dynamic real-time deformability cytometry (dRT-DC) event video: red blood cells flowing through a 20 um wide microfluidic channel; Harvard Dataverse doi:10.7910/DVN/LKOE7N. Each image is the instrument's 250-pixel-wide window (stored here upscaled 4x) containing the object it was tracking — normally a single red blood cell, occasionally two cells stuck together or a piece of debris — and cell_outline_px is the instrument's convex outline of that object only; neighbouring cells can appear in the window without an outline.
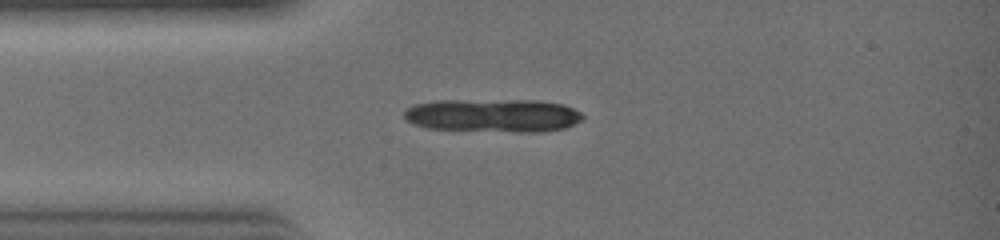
{"species": "common noctule bat (a hibernating species)", "species_latin": "Nyctalus noctula", "temperature_condition": "warm", "stored_images_in_passage": 23, "segment_of_instrument_passage": [1, 2], "camera_frame_rate_fps": 3000, "um_per_image_px": 0.085, "animal": {"sex": "female", "body_mass_g": 19.0, "forearm_length_mm": 51.5}, "frame": {"image": 1, "passage_image": 1, "time_ms": 0.0, "image_size_px": [1000, 240], "cell_outline_px": [[584, 120], [564, 128], [544, 132], [512, 132], [428, 128], [412, 124], [404, 116], [404, 112], [408, 108], [416, 104], [436, 100], [536, 100], [564, 104], [580, 112], [584, 116]], "centroid_in_image_um": [41.96, 9.81], "position_along_channel_um": 43.0, "area_um2": 34.91}}